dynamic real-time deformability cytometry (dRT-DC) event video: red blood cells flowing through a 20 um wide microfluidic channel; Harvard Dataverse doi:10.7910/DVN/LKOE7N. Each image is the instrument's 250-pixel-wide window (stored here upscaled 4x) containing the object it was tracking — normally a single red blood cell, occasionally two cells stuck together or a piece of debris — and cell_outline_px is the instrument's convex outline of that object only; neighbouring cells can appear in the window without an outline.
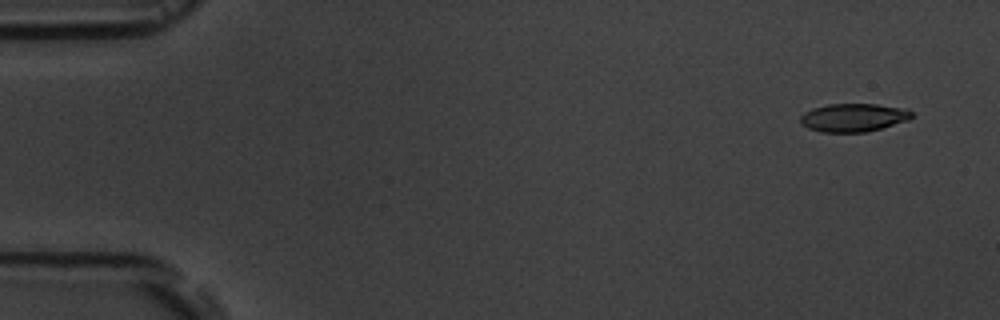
{"species": "common noctule bat (a hibernating species)", "species_latin": "Nyctalus noctula", "temperature_condition": "room temperature", "stored_images_in_passage": 5, "camera_frame_rate_fps": 3000, "um_per_image_px": 0.085, "animal": {"sex": "male", "body_mass_g": 19.5, "forearm_length_mm": 54.6}, "frame": {"image": 1, "passage_image": 1, "time_ms": 0.0, "image_size_px": [1000, 320], "cell_outline_px": [[912, 116], [908, 120], [880, 128], [864, 132], [820, 132], [808, 128], [800, 124], [800, 116], [804, 112], [812, 108], [828, 104], [876, 104], [908, 108], [912, 112]], "centroid_in_image_um": [72.52, 9.98], "position_along_channel_um": 12.5, "area_um2": 18.38}}
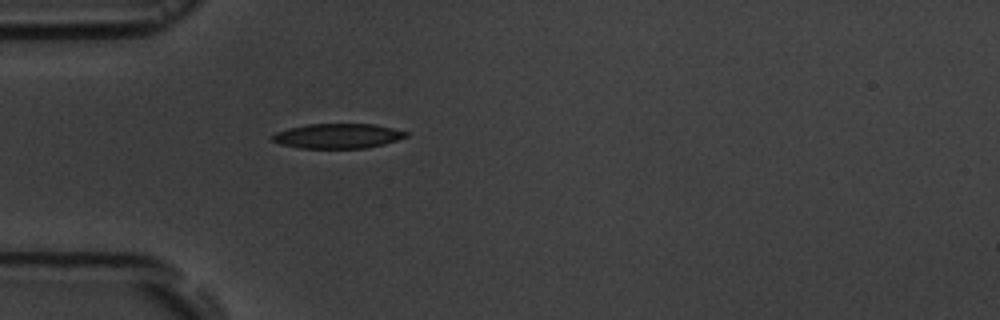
{"frame": {"image": 2, "passage_image": 5, "time_ms": 4.333, "image_size_px": [1000, 320], "cell_outline_px": [[408, 136], [384, 144], [364, 148], [300, 148], [280, 144], [272, 140], [272, 136], [276, 132], [288, 128], [308, 124], [372, 124], [392, 128], [408, 132]], "centroid_in_image_um": [28.7, 11.56], "position_along_channel_um": 56.3, "area_um2": 19.19}}